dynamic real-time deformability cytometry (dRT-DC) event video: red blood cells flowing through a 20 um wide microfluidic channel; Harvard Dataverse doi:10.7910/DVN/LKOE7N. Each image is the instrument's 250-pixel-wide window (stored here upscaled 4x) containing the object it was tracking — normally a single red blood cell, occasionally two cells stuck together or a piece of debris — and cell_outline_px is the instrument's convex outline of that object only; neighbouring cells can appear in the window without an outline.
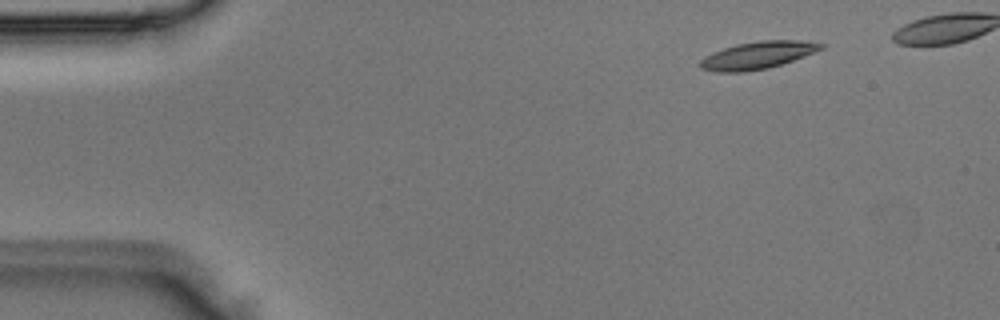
{"species": "Egyptian fruit bat (a non-hibernating species)", "species_latin": "Rousettus aegyptiacus", "temperature_condition": "room temperature", "stored_images_in_passage": 5, "segment_of_instrument_passage": [2, 2], "camera_frame_rate_fps": 3000, "um_per_image_px": 0.085, "animal": {"sex": "male"}, "frame": {"image": 1, "passage_image": 5, "time_ms": 1.333, "image_size_px": [1000, 320], "cell_outline_px": [[828, 44], [824, 48], [804, 56], [768, 68], [744, 72], [716, 72], [700, 68], [700, 60], [704, 56], [712, 52], [736, 44], [760, 40], [800, 40]], "centroid_in_image_um": [64.39, 4.69], "position_along_channel_um": 20.6, "area_um2": 19.31}}